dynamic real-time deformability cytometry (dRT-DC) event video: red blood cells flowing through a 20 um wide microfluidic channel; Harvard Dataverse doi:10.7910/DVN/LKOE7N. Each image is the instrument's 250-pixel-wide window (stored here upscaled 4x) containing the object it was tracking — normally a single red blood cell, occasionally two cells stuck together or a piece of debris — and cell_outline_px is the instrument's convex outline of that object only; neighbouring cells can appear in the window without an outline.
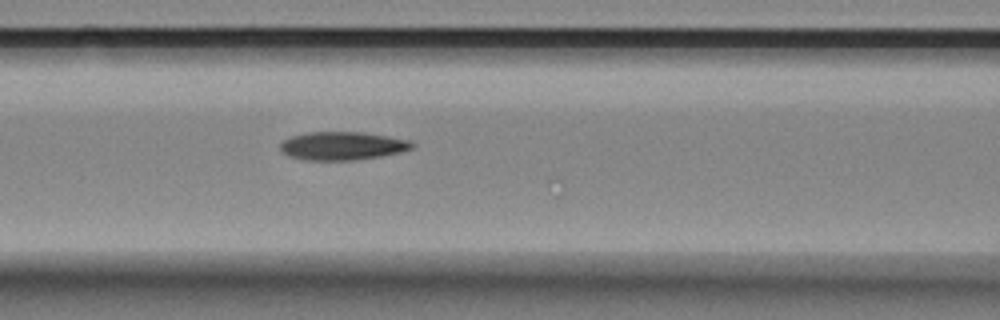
{"species": "Egyptian fruit bat (a non-hibernating species)", "species_latin": "Rousettus aegyptiacus", "temperature_condition": "room temperature", "stored_images_in_passage": 8, "camera_frame_rate_fps": 3000, "um_per_image_px": 0.085, "animal": {"sex": "female"}, "frame": {"image": 1, "passage_image": 7, "time_ms": 2.0, "image_size_px": [1000, 320], "cell_outline_px": [[416, 144], [412, 148], [400, 152], [380, 156], [356, 160], [304, 160], [288, 156], [280, 148], [280, 144], [284, 140], [292, 136], [308, 132], [364, 132], [408, 140]], "centroid_in_image_um": [29.09, 12.4], "position_along_channel_um": 137.5, "area_um2": 21.62}}